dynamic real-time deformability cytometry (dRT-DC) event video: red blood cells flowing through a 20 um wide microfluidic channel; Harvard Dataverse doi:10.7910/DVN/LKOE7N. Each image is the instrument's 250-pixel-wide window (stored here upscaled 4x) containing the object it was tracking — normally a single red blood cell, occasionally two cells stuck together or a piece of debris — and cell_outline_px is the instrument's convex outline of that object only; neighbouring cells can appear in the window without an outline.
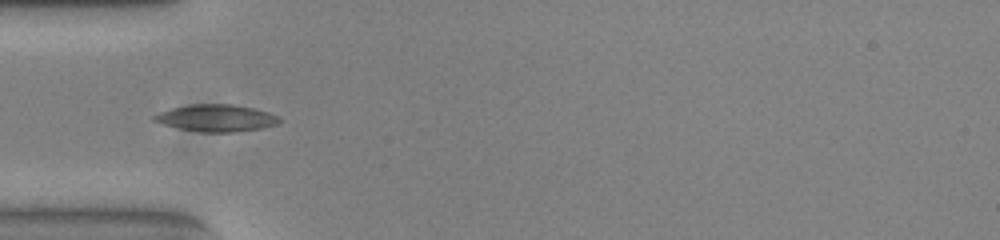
{"species": "common noctule bat (a hibernating species)", "species_latin": "Nyctalus noctula", "temperature_condition": "warm", "stored_images_in_passage": 6, "camera_frame_rate_fps": 3000, "um_per_image_px": 0.085, "animal": {"sex": "female", "body_mass_g": 23.0, "forearm_length_mm": 53.4}, "frame": {"image": 1, "passage_image": 1, "time_ms": 0.0, "image_size_px": [1000, 240], "cell_outline_px": [[284, 120], [280, 124], [260, 128], [236, 132], [200, 132], [180, 128], [164, 124], [152, 120], [152, 116], [156, 112], [188, 104], [232, 104], [252, 108], [268, 112], [280, 116]], "centroid_in_image_um": [18.41, 10.03], "position_along_channel_um": 66.6, "area_um2": 19.88}}
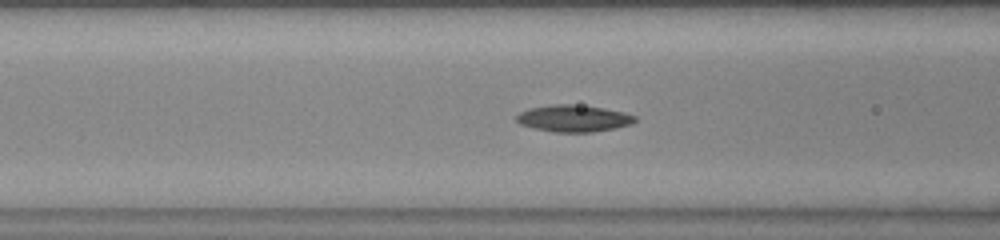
{"frame": {"image": 2, "passage_image": 5, "time_ms": 1.333, "image_size_px": [1000, 240], "cell_outline_px": [[636, 120], [632, 124], [592, 132], [552, 132], [520, 124], [516, 120], [516, 116], [520, 112], [528, 108], [552, 104], [572, 104], [604, 108], [624, 112], [636, 116]], "centroid_in_image_um": [48.74, 10.05], "position_along_channel_um": 117.9, "area_um2": 18.44}}